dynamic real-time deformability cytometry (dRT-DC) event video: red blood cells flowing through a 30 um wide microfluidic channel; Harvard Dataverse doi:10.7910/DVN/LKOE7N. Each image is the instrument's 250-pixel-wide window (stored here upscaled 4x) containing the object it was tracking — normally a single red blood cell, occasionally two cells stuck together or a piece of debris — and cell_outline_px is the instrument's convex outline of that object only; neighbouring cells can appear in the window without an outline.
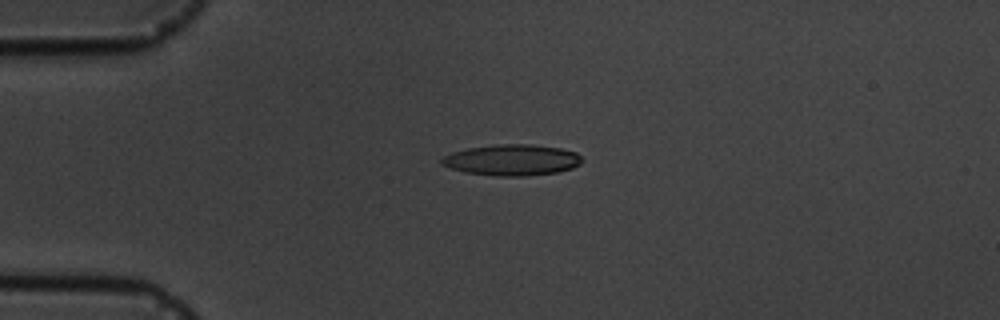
{"species": "common noctule bat (a hibernating species)", "species_latin": "Nyctalus noctula", "temperature_condition": "cold", "stored_images_in_passage": 2, "camera_frame_rate_fps": 3000, "um_per_image_px": 0.085, "animal": {"sex": "male", "body_mass_g": 19.5, "forearm_length_mm": 54.6}, "frame": {"image": 1, "passage_image": 1, "time_ms": 0.0, "image_size_px": [1000, 320], "cell_outline_px": [[584, 160], [580, 164], [572, 168], [556, 172], [524, 176], [496, 176], [464, 172], [440, 164], [440, 160], [444, 156], [452, 152], [468, 148], [496, 144], [532, 144], [560, 148], [576, 152]], "centroid_in_image_um": [43.52, 13.59], "position_along_channel_um": 41.5, "area_um2": 25.43}}